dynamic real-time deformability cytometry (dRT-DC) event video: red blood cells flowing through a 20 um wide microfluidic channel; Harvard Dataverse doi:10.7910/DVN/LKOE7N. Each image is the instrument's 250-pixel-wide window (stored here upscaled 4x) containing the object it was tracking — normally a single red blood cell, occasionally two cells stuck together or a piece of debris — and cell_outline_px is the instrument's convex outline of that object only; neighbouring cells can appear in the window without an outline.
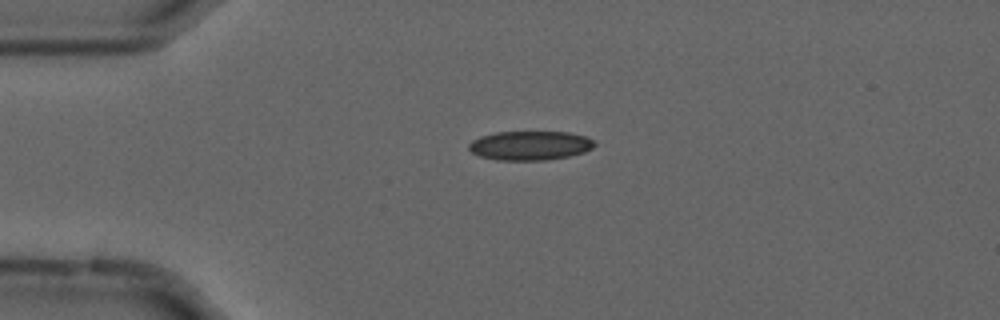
{"species": "common noctule bat (a hibernating species)", "species_latin": "Nyctalus noctula", "temperature_condition": "cold", "stored_images_in_passage": 43, "camera_frame_rate_fps": 3000, "um_per_image_px": 0.085, "animal": {"sex": "male", "forearm_length_mm": 52.5}, "frame": {"image": 1, "passage_image": 1, "time_ms": 0.0, "image_size_px": [1000, 320], "cell_outline_px": [[596, 144], [592, 148], [584, 152], [568, 156], [544, 160], [496, 160], [480, 156], [472, 152], [468, 148], [468, 144], [472, 140], [480, 136], [496, 132], [568, 132], [584, 136], [592, 140]], "centroid_in_image_um": [45.02, 12.37], "position_along_channel_um": 40.0, "area_um2": 21.27}}
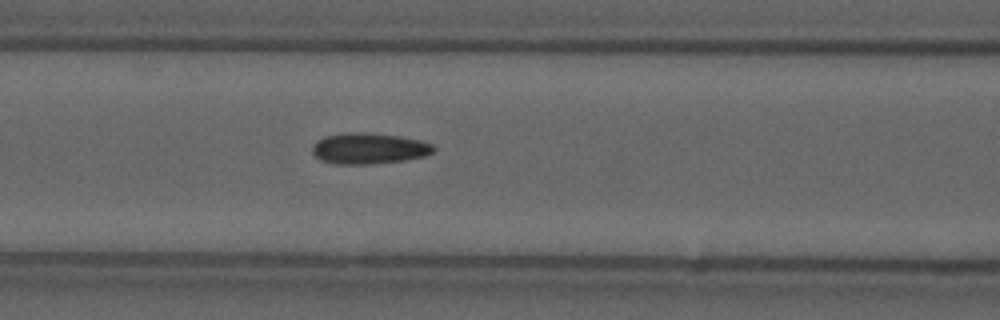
{"frame": {"image": 2, "passage_image": 11, "time_ms": 3.333, "image_size_px": [1000, 320], "cell_outline_px": [[436, 148], [432, 152], [424, 156], [404, 160], [368, 164], [336, 164], [320, 160], [312, 152], [312, 144], [316, 140], [324, 136], [348, 132], [368, 132], [400, 136], [420, 140], [432, 144]], "centroid_in_image_um": [31.32, 12.6], "position_along_channel_um": 135.3, "area_um2": 22.02}}
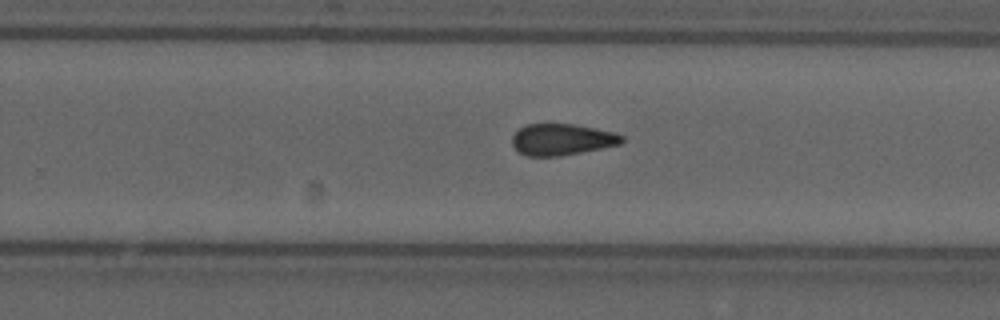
{"frame": {"image": 3, "passage_image": 23, "time_ms": 7.333, "image_size_px": [1000, 320], "cell_outline_px": [[624, 140], [620, 144], [560, 156], [528, 156], [520, 152], [512, 144], [512, 136], [520, 128], [528, 124], [572, 124], [616, 132], [624, 136]], "centroid_in_image_um": [47.77, 11.85], "position_along_channel_um": 282.0, "area_um2": 19.88}, "authors_computed_cell_mechanics": {"area_um2": 20.519, "velocity_mm_per_s": 3.6773, "shape_relaxation_time_tau1_ms": null, "shape_relaxation_time_tau2_ms": 2.3927, "deformation_change_tau1": null, "deformation_change_tau2": 0.0797}}